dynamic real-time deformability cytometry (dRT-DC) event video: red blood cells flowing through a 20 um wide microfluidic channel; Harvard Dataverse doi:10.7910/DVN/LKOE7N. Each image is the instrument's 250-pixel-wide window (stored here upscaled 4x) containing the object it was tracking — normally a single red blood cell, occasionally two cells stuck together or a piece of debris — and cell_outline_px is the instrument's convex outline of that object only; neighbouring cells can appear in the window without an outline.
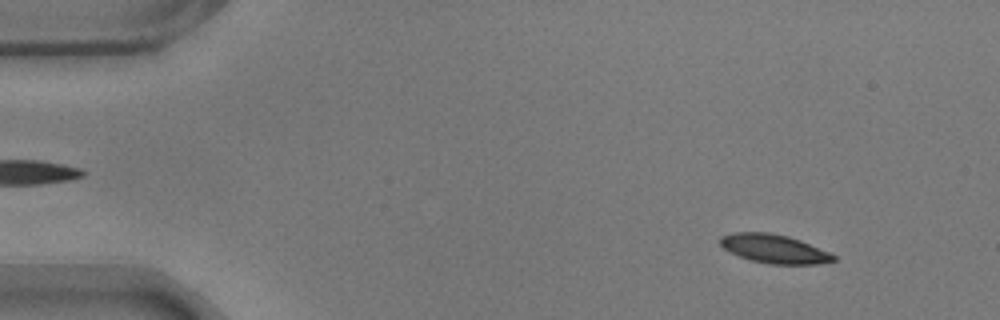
{"species": "common noctule bat (a hibernating species)", "species_latin": "Nyctalus noctula", "temperature_condition": "warm", "stored_images_in_passage": 49, "camera_frame_rate_fps": 3000, "um_per_image_px": 0.085, "animal": {"sex": "male", "body_mass_g": 17.9}, "frame": {"image": 1, "passage_image": 6, "time_ms": 1.667, "image_size_px": [1000, 320], "cell_outline_px": [[836, 260], [816, 264], [768, 264], [752, 260], [740, 256], [724, 248], [720, 244], [720, 236], [736, 232], [768, 232], [788, 236], [800, 240], [828, 252], [836, 256]], "centroid_in_image_um": [65.8, 21.14], "position_along_channel_um": 19.2, "area_um2": 18.73}}
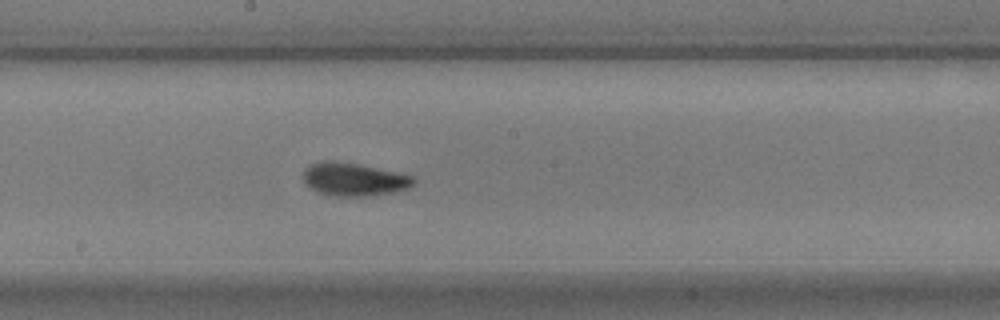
{"frame": {"image": 2, "passage_image": 31, "time_ms": 10.0, "image_size_px": [1000, 320], "cell_outline_px": [[416, 180], [408, 188], [396, 192], [364, 196], [332, 196], [316, 192], [308, 188], [304, 184], [304, 168], [308, 164], [320, 160], [332, 160], [360, 164], [396, 172], [412, 176]], "centroid_in_image_um": [30.01, 15.23], "position_along_channel_um": 218.2, "area_um2": 21.62}}
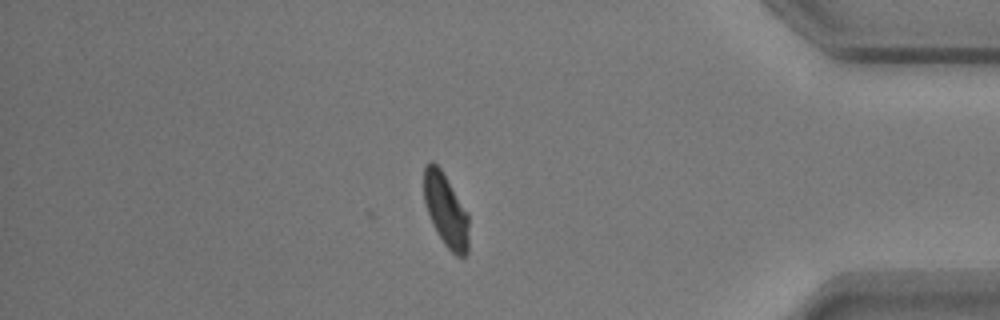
{"frame": {"image": 3, "passage_image": 49, "time_ms": 16.0, "image_size_px": [1000, 320], "cell_outline_px": [[468, 252], [464, 256], [456, 256], [444, 244], [436, 232], [432, 224], [424, 200], [424, 164], [428, 160], [432, 160], [440, 168], [468, 212]], "centroid_in_image_um": [37.89, 17.85], "position_along_channel_um": 397.3, "area_um2": 19.19}, "authors_computed_cell_mechanics": {"area_um2": 19.8254, "velocity_mm_per_s": 3.5197, "shape_relaxation_time_tau1_ms": 3.9346, "shape_relaxation_time_tau2_ms": 1.9499, "deformation_change_tau1": 0.1359, "deformation_change_tau2": 0.0768}}